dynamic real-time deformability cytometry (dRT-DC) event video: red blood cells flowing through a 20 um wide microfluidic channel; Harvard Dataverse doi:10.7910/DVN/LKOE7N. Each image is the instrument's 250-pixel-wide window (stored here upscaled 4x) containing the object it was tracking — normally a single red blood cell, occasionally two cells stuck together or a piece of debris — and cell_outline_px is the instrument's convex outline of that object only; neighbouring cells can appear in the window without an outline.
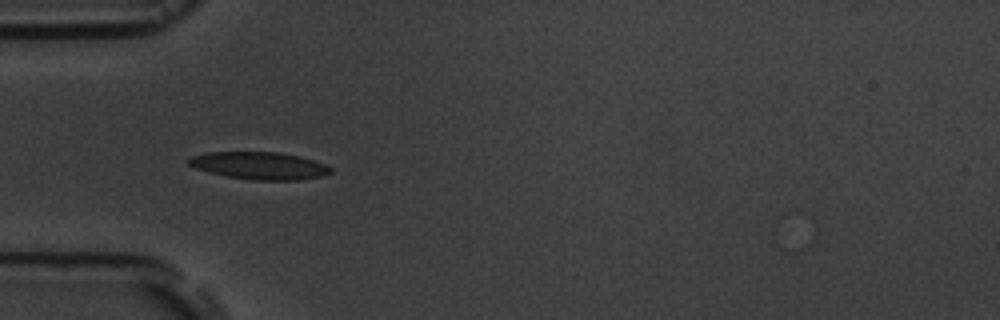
{"species": "common noctule bat (a hibernating species)", "species_latin": "Nyctalus noctula", "temperature_condition": "room temperature", "stored_images_in_passage": 2, "camera_frame_rate_fps": 3000, "um_per_image_px": 0.085, "animal": {"sex": "male", "body_mass_g": 19.5, "forearm_length_mm": 54.6}, "frame": {"image": 1, "passage_image": 1, "time_ms": 0.0, "image_size_px": [1000, 320], "cell_outline_px": [[332, 172], [324, 176], [296, 180], [252, 180], [228, 176], [208, 172], [196, 168], [188, 164], [184, 160], [192, 156], [204, 152], [280, 152], [300, 156], [324, 164], [332, 168]], "centroid_in_image_um": [22.03, 14.07], "position_along_channel_um": 63.0, "area_um2": 22.77}}
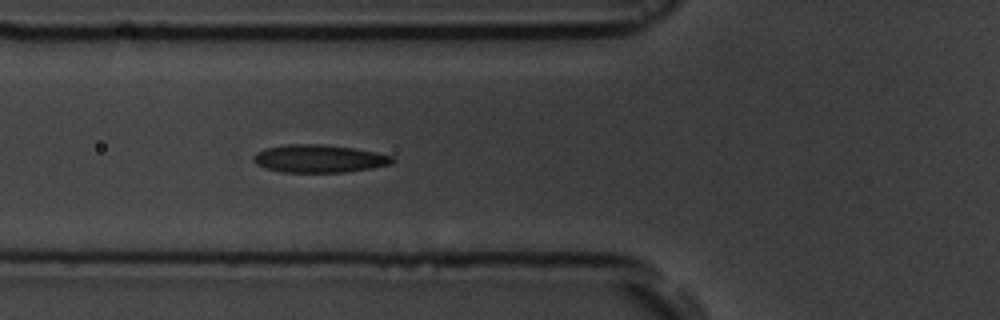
{"frame": {"image": 2, "passage_image": 2, "time_ms": 1.0, "image_size_px": [1000, 320], "cell_outline_px": [[396, 160], [392, 164], [372, 168], [344, 172], [284, 172], [264, 168], [256, 164], [252, 160], [252, 156], [256, 152], [264, 148], [288, 144], [320, 144], [352, 148], [376, 152], [392, 156]], "centroid_in_image_um": [27.1, 13.48], "position_along_channel_um": 98.7, "area_um2": 22.6}}